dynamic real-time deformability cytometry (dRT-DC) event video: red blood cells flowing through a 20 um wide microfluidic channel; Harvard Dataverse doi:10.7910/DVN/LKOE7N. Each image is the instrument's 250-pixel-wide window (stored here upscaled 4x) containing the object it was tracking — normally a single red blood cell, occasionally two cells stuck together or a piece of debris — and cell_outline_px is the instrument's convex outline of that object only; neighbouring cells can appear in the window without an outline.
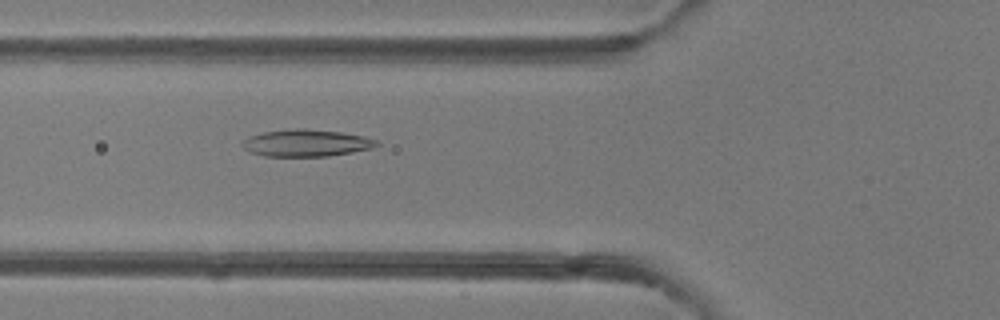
{"species": "common noctule bat (a hibernating species)", "species_latin": "Nyctalus noctula", "temperature_condition": "room temperature", "stored_images_in_passage": 49, "camera_frame_rate_fps": 3000, "um_per_image_px": 0.085, "animal": {"sex": "female"}, "frame": {"image": 1, "passage_image": 18, "time_ms": 5.667, "image_size_px": [1000, 320], "cell_outline_px": [[380, 144], [372, 148], [352, 152], [328, 156], [264, 156], [248, 152], [240, 144], [248, 136], [264, 132], [288, 128], [304, 128], [340, 132], [364, 136], [380, 140]], "centroid_in_image_um": [26.03, 12.15], "position_along_channel_um": 99.8, "area_um2": 21.39}}
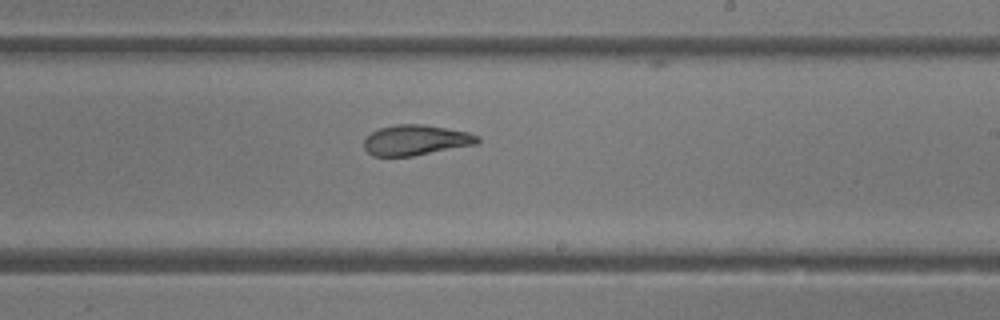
{"frame": {"image": 2, "passage_image": 29, "time_ms": 9.333, "image_size_px": [1000, 320], "cell_outline_px": [[480, 140], [476, 144], [412, 156], [372, 156], [364, 148], [364, 140], [372, 132], [380, 128], [396, 124], [424, 124], [468, 132], [480, 136]], "centroid_in_image_um": [35.35, 11.9], "position_along_channel_um": 253.7, "area_um2": 20.0}}
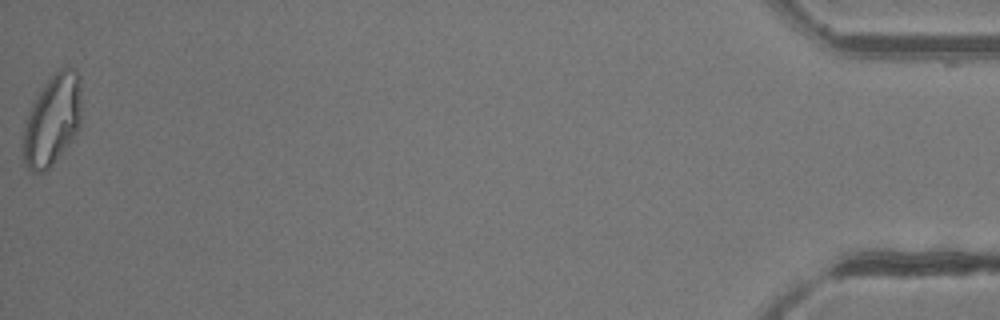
{"frame": {"image": 3, "passage_image": 49, "time_ms": 16.0, "image_size_px": [1000, 320], "cell_outline_px": [[80, 124], [76, 132], [68, 144], [52, 164], [44, 172], [32, 172], [28, 168], [24, 160], [24, 128], [28, 112], [32, 104], [44, 84], [60, 68], [76, 68], [80, 76]], "centroid_in_image_um": [4.46, 10.18], "position_along_channel_um": 430.7, "area_um2": 30.29}, "authors_computed_cell_mechanics": {"area_um2": 22.8888, "velocity_mm_per_s": 4.1897, "shape_relaxation_time_tau1_ms": 6.3285, "shape_relaxation_time_tau2_ms": 1.2896, "deformation_change_tau1": 0.2111, "deformation_change_tau2": 0.0797}}